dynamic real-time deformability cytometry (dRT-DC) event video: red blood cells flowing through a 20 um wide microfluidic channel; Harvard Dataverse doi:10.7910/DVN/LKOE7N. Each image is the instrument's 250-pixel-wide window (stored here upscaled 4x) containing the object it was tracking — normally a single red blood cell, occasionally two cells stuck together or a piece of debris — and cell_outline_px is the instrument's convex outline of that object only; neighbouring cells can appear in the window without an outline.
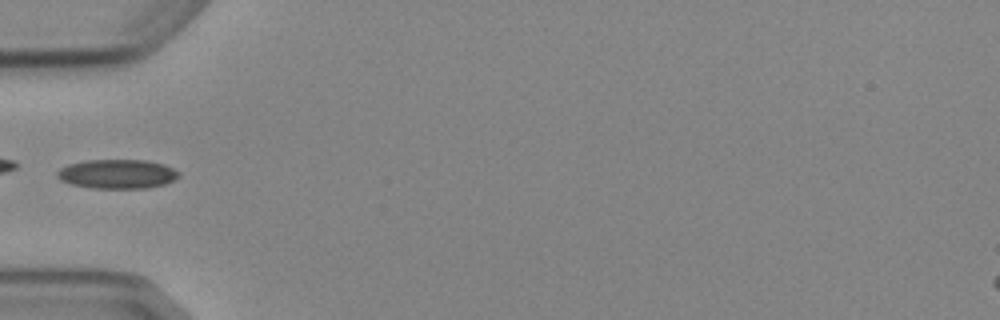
{"species": "Egyptian fruit bat (a non-hibernating species)", "species_latin": "Rousettus aegyptiacus", "temperature_condition": "cold", "stored_images_in_passage": 4, "camera_frame_rate_fps": 3000, "um_per_image_px": 0.085, "animal": {"sex": "female"}, "frame": {"image": 1, "passage_image": 4, "time_ms": 3.333, "image_size_px": [1000, 320], "cell_outline_px": [[180, 176], [164, 184], [144, 188], [92, 188], [72, 184], [60, 180], [56, 176], [56, 172], [60, 168], [68, 164], [88, 160], [144, 160], [164, 164], [180, 172]], "centroid_in_image_um": [9.95, 14.78], "position_along_channel_um": 75.1, "area_um2": 20.63}}